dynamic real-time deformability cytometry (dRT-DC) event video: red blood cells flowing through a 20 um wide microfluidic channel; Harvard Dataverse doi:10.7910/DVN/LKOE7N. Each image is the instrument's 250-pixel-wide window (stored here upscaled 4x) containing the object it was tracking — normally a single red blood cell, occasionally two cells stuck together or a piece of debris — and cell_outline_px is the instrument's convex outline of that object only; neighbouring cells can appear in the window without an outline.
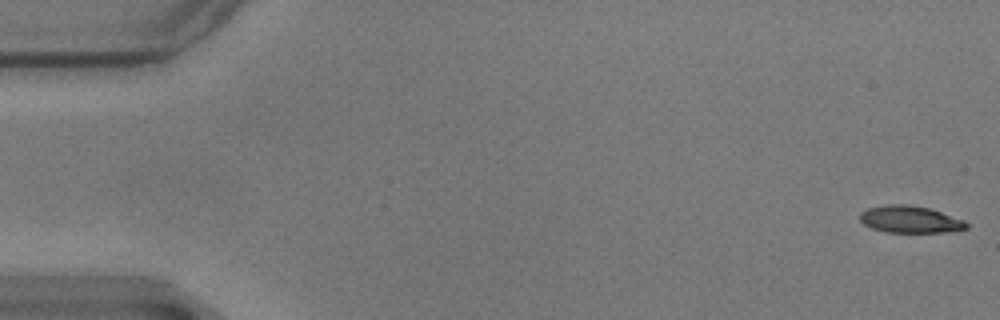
{"species": "common noctule bat (a hibernating species)", "species_latin": "Nyctalus noctula", "temperature_condition": "warm", "stored_images_in_passage": 14, "camera_frame_rate_fps": 3000, "um_per_image_px": 0.085, "animal": {"sex": "male", "body_mass_g": 17.9}, "frame": {"image": 1, "passage_image": 1, "time_ms": 0.0, "image_size_px": [1000, 320], "cell_outline_px": [[968, 228], [956, 232], [884, 232], [872, 228], [864, 224], [860, 220], [860, 212], [868, 208], [888, 204], [908, 204], [928, 208], [964, 220], [968, 224]], "centroid_in_image_um": [77.37, 18.66], "position_along_channel_um": 7.6, "area_um2": 16.82}}